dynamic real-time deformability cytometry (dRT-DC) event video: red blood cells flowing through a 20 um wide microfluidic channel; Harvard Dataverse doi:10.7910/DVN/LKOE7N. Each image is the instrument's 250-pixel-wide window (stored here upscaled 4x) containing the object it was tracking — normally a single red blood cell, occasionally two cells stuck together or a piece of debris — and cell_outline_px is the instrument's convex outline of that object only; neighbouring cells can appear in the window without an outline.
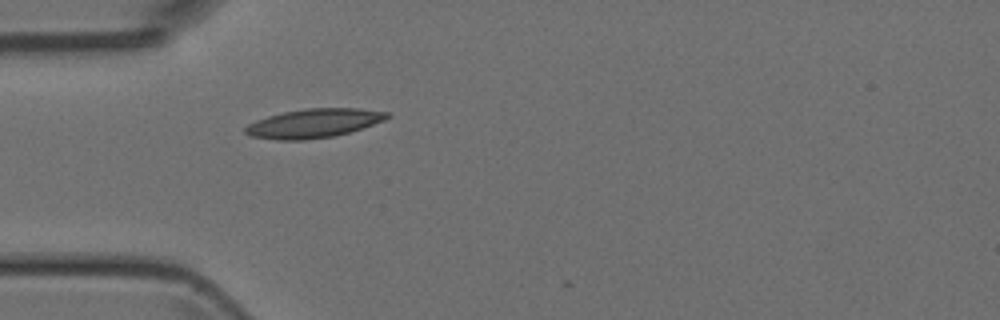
{"species": "Egyptian fruit bat (a non-hibernating species)", "species_latin": "Rousettus aegyptiacus", "temperature_condition": "room temperature", "stored_images_in_passage": 2, "camera_frame_rate_fps": 3000, "um_per_image_px": 0.085, "animal": {"sex": "female"}, "frame": {"image": 1, "passage_image": 1, "time_ms": 0.0, "image_size_px": [1000, 320], "cell_outline_px": [[392, 116], [384, 120], [348, 132], [332, 136], [304, 140], [276, 140], [248, 136], [244, 132], [244, 128], [248, 124], [256, 120], [268, 116], [284, 112], [304, 108], [360, 108], [388, 112]], "centroid_in_image_um": [26.63, 10.47], "position_along_channel_um": 58.4, "area_um2": 23.87}}